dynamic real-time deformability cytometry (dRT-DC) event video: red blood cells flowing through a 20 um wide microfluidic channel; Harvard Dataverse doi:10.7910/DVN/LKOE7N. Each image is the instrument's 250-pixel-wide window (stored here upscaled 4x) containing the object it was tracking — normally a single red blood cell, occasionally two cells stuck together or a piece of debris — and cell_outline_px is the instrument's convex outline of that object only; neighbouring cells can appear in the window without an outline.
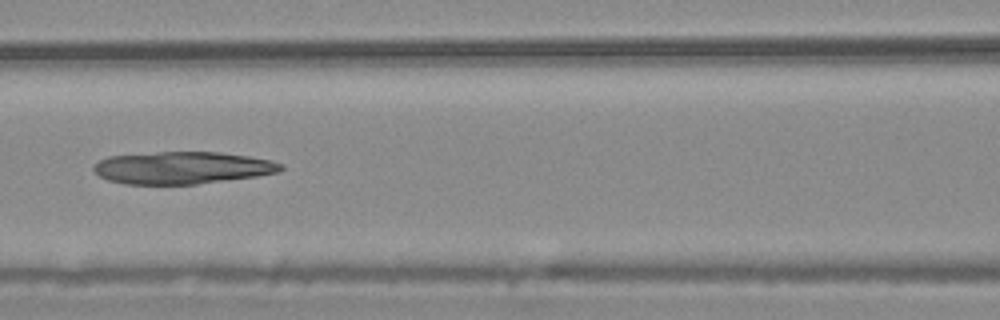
{"species": "common noctule bat (a hibernating species)", "species_latin": "Nyctalus noctula", "temperature_condition": "warm", "stored_images_in_passage": 6, "camera_frame_rate_fps": 3000, "um_per_image_px": 0.085, "animal": {"sex": "male", "body_mass_g": 20.4}, "frame": {"image": 1, "passage_image": 5, "time_ms": 1.333, "image_size_px": [1000, 320], "cell_outline_px": [[284, 168], [280, 172], [256, 176], [196, 184], [124, 184], [108, 180], [100, 176], [92, 168], [92, 164], [108, 156], [160, 152], [220, 152], [248, 156], [272, 160], [284, 164]], "centroid_in_image_um": [15.51, 14.26], "position_along_channel_um": 151.1, "area_um2": 35.26}}
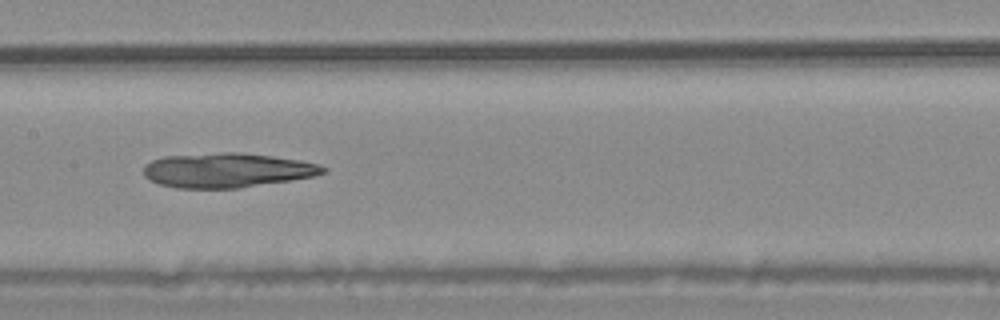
{"frame": {"image": 2, "passage_image": 6, "time_ms": 1.667, "image_size_px": [1000, 320], "cell_outline_px": [[328, 172], [312, 176], [292, 180], [240, 188], [176, 188], [160, 184], [144, 176], [144, 168], [152, 160], [164, 156], [220, 152], [236, 152], [272, 156], [300, 160], [320, 164], [328, 168]], "centroid_in_image_um": [19.34, 14.47], "position_along_channel_um": 188.1, "area_um2": 36.13}}